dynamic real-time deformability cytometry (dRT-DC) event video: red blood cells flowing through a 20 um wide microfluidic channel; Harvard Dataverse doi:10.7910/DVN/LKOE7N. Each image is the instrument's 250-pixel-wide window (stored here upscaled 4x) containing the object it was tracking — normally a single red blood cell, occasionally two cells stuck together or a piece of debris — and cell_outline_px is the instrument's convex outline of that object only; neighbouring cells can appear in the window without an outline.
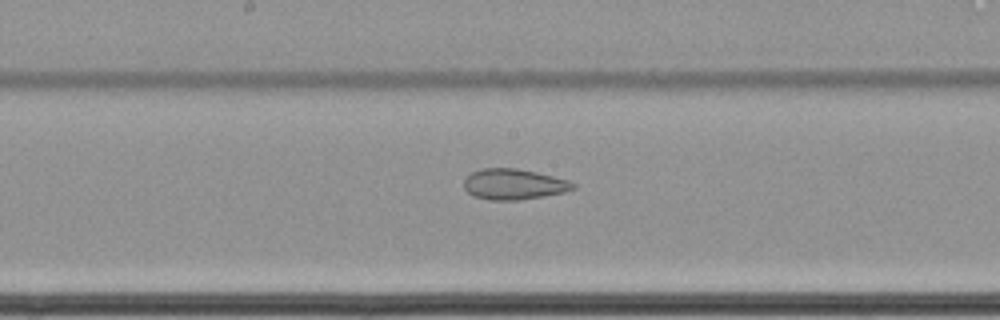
{"species": "common noctule bat (a hibernating species)", "species_latin": "Nyctalus noctula", "temperature_condition": "cold", "stored_images_in_passage": 56, "camera_frame_rate_fps": 3000, "um_per_image_px": 0.085, "animal": {"sex": "female", "body_mass_g": 22.7, "forearm_length_mm": 54.2}, "frame": {"image": 1, "passage_image": 36, "time_ms": 11.667, "image_size_px": [1000, 320], "cell_outline_px": [[576, 188], [564, 192], [544, 196], [520, 200], [492, 200], [472, 196], [464, 188], [464, 180], [472, 172], [484, 168], [516, 168], [536, 172], [568, 180], [576, 184]], "centroid_in_image_um": [43.67, 15.66], "position_along_channel_um": 204.5, "area_um2": 19.48}}
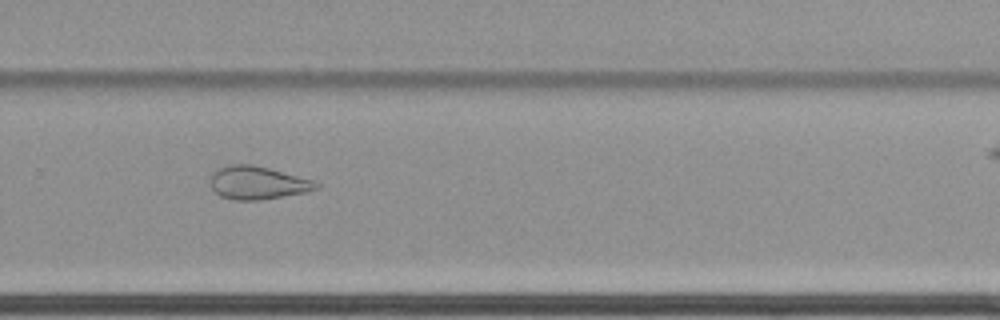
{"frame": {"image": 2, "passage_image": 45, "time_ms": 14.667, "image_size_px": [1000, 320], "cell_outline_px": [[320, 188], [304, 192], [260, 200], [232, 200], [220, 196], [212, 188], [208, 180], [212, 172], [228, 164], [252, 164], [268, 168], [312, 180], [320, 184]], "centroid_in_image_um": [21.84, 15.54], "position_along_channel_um": 308.0, "area_um2": 20.35}}
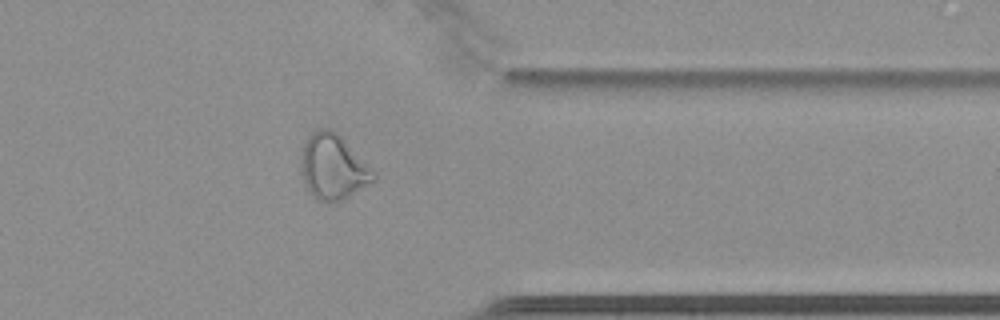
{"frame": {"image": 3, "passage_image": 52, "time_ms": 17.0, "image_size_px": [1000, 320], "cell_outline_px": [[376, 180], [348, 196], [340, 200], [316, 200], [312, 196], [304, 180], [300, 164], [304, 144], [312, 132], [316, 128], [328, 128], [336, 132], [372, 168], [376, 176]], "centroid_in_image_um": [28.31, 14.17], "position_along_channel_um": 383.1, "area_um2": 26.93}}